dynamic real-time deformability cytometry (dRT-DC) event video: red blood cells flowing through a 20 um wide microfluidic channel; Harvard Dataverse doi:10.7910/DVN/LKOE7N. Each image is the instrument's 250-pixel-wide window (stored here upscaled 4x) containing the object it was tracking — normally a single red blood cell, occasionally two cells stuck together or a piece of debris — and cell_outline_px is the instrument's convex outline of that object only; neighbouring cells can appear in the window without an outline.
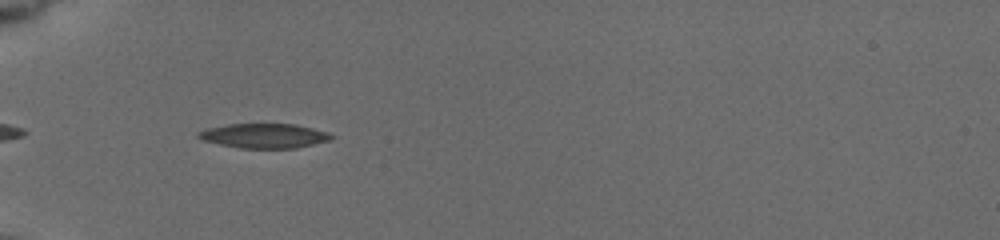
{"species": "common noctule bat (a hibernating species)", "species_latin": "Nyctalus noctula", "temperature_condition": "cold", "stored_images_in_passage": 39, "camera_frame_rate_fps": 3000, "um_per_image_px": 0.085, "animal": {"sex": "female", "body_mass_g": 19.5, "forearm_length_mm": 54.1}, "frame": {"image": 1, "passage_image": 2, "time_ms": 1.0, "image_size_px": [1000, 240], "cell_outline_px": [[336, 136], [328, 140], [312, 144], [292, 148], [240, 148], [220, 144], [204, 140], [196, 136], [196, 132], [204, 128], [228, 124], [296, 124], [328, 132]], "centroid_in_image_um": [22.41, 11.53], "position_along_channel_um": 62.6, "area_um2": 18.96}}
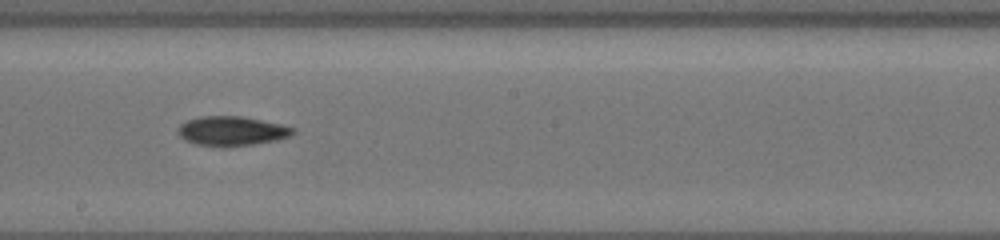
{"frame": {"image": 2, "passage_image": 20, "time_ms": 5.667, "image_size_px": [1000, 240], "cell_outline_px": [[296, 132], [288, 136], [276, 140], [252, 144], [196, 144], [184, 140], [180, 136], [176, 128], [180, 124], [188, 120], [200, 116], [240, 116], [280, 124], [296, 128]], "centroid_in_image_um": [19.69, 11.09], "position_along_channel_um": 228.5, "area_um2": 19.02}}
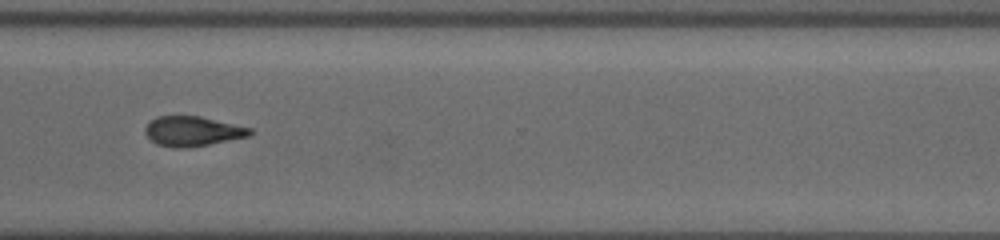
{"frame": {"image": 3, "passage_image": 32, "time_ms": 9.0, "image_size_px": [1000, 240], "cell_outline_px": [[252, 132], [248, 136], [208, 144], [184, 148], [176, 148], [156, 144], [144, 132], [144, 128], [148, 120], [156, 116], [200, 116], [252, 128]], "centroid_in_image_um": [16.31, 11.14], "position_along_channel_um": 354.3, "area_um2": 18.15}, "authors_computed_cell_mechanics": {"area_um2": 18.8428, "velocity_mm_per_s": 3.7788, "shape_relaxation_time_tau1_ms": 5.3182, "shape_relaxation_time_tau2_ms": null, "deformation_change_tau1": 0.1542, "deformation_change_tau2": null}}